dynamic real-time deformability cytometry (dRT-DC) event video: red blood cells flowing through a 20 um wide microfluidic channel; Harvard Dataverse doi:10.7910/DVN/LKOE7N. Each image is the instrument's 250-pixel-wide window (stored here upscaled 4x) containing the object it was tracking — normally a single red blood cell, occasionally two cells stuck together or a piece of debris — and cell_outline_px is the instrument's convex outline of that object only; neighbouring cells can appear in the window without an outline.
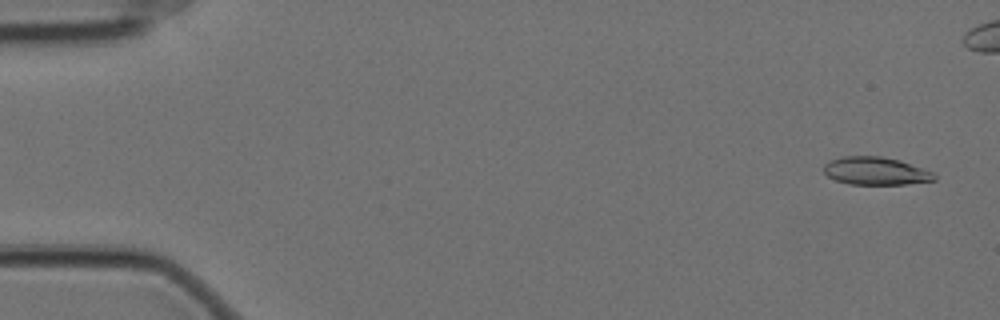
{"species": "Egyptian fruit bat (a non-hibernating species)", "species_latin": "Rousettus aegyptiacus", "temperature_condition": "cold", "stored_images_in_passage": 59, "camera_frame_rate_fps": 3000, "um_per_image_px": 0.085, "animal": {"sex": "female"}, "frame": {"image": 1, "passage_image": 3, "time_ms": 0.667, "image_size_px": [1000, 320], "cell_outline_px": [[936, 180], [904, 184], [848, 184], [836, 180], [828, 176], [824, 172], [824, 164], [832, 160], [844, 156], [880, 156], [900, 160], [932, 172], [936, 176]], "centroid_in_image_um": [74.42, 14.53], "position_along_channel_um": 10.6, "area_um2": 17.74}}
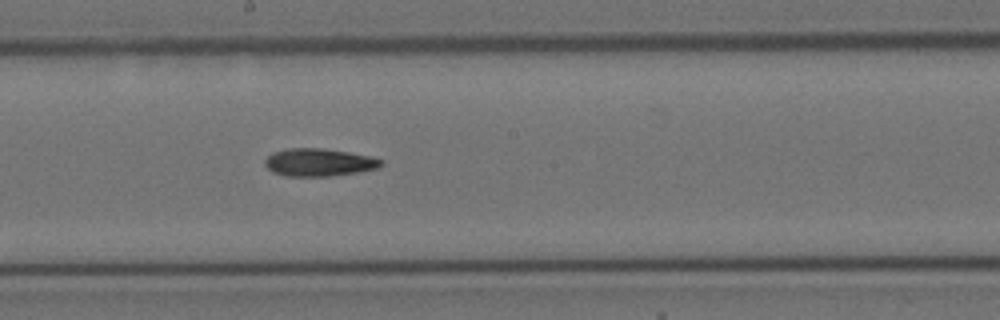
{"frame": {"image": 2, "passage_image": 32, "time_ms": 10.333, "image_size_px": [1000, 320], "cell_outline_px": [[384, 164], [380, 168], [360, 172], [328, 176], [284, 176], [272, 172], [264, 164], [264, 160], [272, 152], [288, 148], [320, 148], [348, 152], [368, 156], [384, 160]], "centroid_in_image_um": [27.11, 13.8], "position_along_channel_um": 221.1, "area_um2": 18.9}}
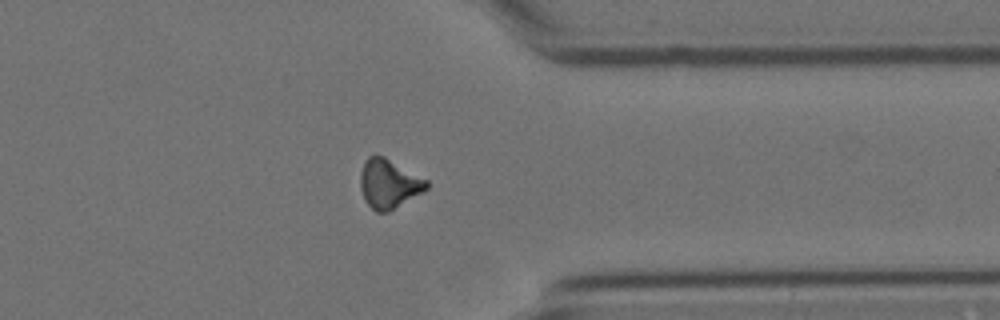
{"frame": {"image": 3, "passage_image": 46, "time_ms": 15.0, "image_size_px": [1000, 320], "cell_outline_px": [[428, 188], [424, 192], [388, 212], [376, 212], [364, 200], [360, 188], [360, 172], [368, 156], [384, 156], [428, 180]], "centroid_in_image_um": [33.06, 15.63], "position_along_channel_um": 378.3, "area_um2": 18.96}}